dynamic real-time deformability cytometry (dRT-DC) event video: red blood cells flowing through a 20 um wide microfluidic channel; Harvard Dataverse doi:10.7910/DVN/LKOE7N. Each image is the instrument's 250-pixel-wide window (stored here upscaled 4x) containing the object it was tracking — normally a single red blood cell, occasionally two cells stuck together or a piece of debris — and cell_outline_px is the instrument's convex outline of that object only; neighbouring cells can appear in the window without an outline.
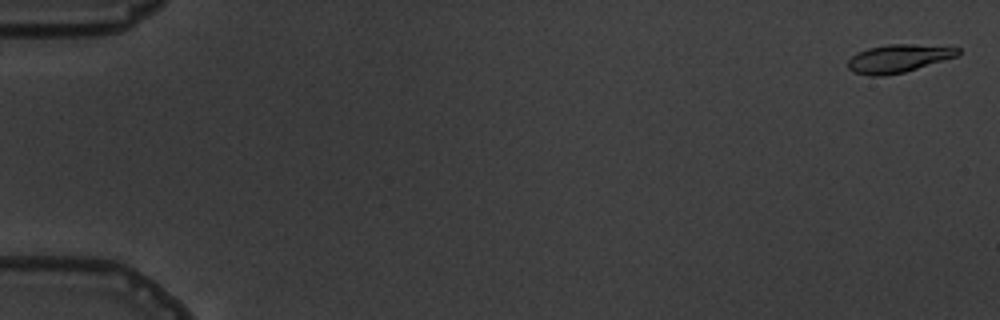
{"species": "common noctule bat (a hibernating species)", "species_latin": "Nyctalus noctula", "temperature_condition": "warm", "stored_images_in_passage": 7, "camera_frame_rate_fps": 3000, "um_per_image_px": 0.085, "animal": {"sex": "male", "body_mass_g": 19.5, "forearm_length_mm": 54.6}, "frame": {"image": 1, "passage_image": 1, "time_ms": 0.0, "image_size_px": [1000, 320], "cell_outline_px": [[960, 52], [956, 56], [904, 72], [884, 76], [868, 76], [852, 72], [848, 68], [848, 60], [856, 52], [868, 48], [888, 44], [912, 44], [960, 48]], "centroid_in_image_um": [76.29, 4.98], "position_along_channel_um": 8.7, "area_um2": 17.86}}
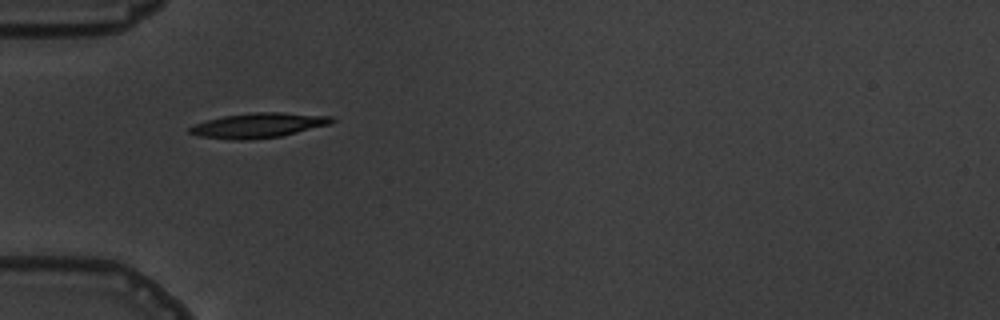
{"frame": {"image": 2, "passage_image": 6, "time_ms": 5.667, "image_size_px": [1000, 320], "cell_outline_px": [[336, 120], [332, 124], [280, 136], [252, 140], [232, 140], [200, 136], [188, 132], [188, 128], [196, 124], [208, 120], [224, 116], [252, 112], [280, 112], [332, 116]], "centroid_in_image_um": [22.0, 10.65], "position_along_channel_um": 63.0, "area_um2": 20.58}}